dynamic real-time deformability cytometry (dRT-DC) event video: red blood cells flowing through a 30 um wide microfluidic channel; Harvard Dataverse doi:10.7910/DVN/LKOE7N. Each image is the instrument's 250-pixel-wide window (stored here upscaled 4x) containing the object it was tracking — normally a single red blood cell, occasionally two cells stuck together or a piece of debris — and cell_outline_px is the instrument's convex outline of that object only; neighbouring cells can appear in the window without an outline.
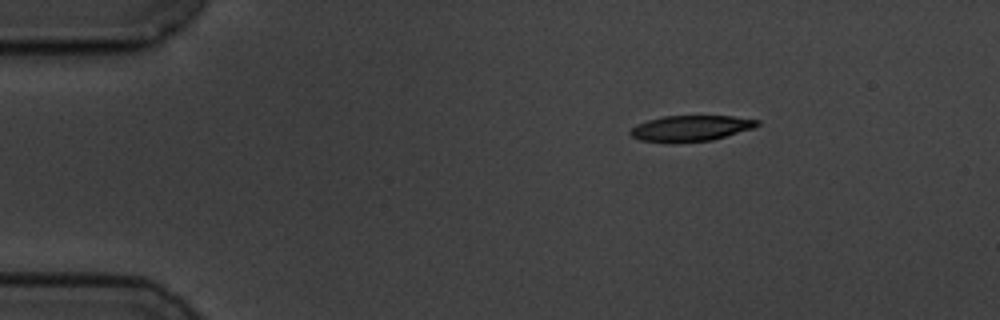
{"species": "common noctule bat (a hibernating species)", "species_latin": "Nyctalus noctula", "temperature_condition": "cold", "stored_images_in_passage": 50, "camera_frame_rate_fps": 3000, "um_per_image_px": 0.085, "animal": {"sex": "male", "body_mass_g": 19.5, "forearm_length_mm": 54.6}, "frame": {"image": 1, "passage_image": 1, "time_ms": 0.0, "image_size_px": [1000, 320], "cell_outline_px": [[760, 124], [752, 128], [712, 140], [640, 140], [632, 136], [628, 132], [636, 124], [648, 120], [664, 116], [732, 116], [760, 120]], "centroid_in_image_um": [58.74, 10.86], "position_along_channel_um": 26.3, "area_um2": 18.21}}
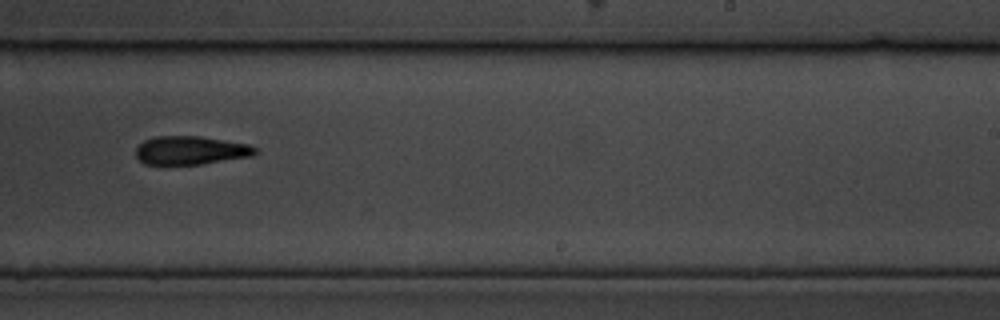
{"frame": {"image": 2, "passage_image": 28, "time_ms": 9.0, "image_size_px": [1000, 320], "cell_outline_px": [[260, 152], [252, 156], [200, 164], [144, 164], [136, 156], [136, 148], [144, 140], [156, 136], [200, 136], [248, 144], [256, 148]], "centroid_in_image_um": [16.22, 12.77], "position_along_channel_um": 272.8, "area_um2": 19.77}}
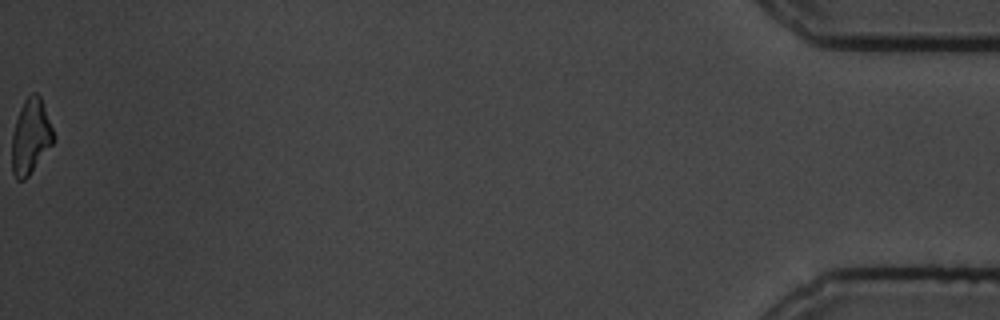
{"frame": {"image": 3, "passage_image": 50, "time_ms": 16.333, "image_size_px": [1000, 320], "cell_outline_px": [[56, 136], [52, 144], [28, 176], [24, 180], [16, 180], [12, 172], [12, 136], [16, 120], [20, 108], [24, 100], [32, 92], [36, 92], [40, 96]], "centroid_in_image_um": [2.61, 11.6], "position_along_channel_um": 432.6, "area_um2": 18.09}, "authors_computed_cell_mechanics": {"area_um2": 20.3167, "velocity_mm_per_s": 3.487, "shape_relaxation_time_tau1_ms": 2.8284, "shape_relaxation_time_tau2_ms": null, "deformation_change_tau1": 0.13, "deformation_change_tau2": null}}